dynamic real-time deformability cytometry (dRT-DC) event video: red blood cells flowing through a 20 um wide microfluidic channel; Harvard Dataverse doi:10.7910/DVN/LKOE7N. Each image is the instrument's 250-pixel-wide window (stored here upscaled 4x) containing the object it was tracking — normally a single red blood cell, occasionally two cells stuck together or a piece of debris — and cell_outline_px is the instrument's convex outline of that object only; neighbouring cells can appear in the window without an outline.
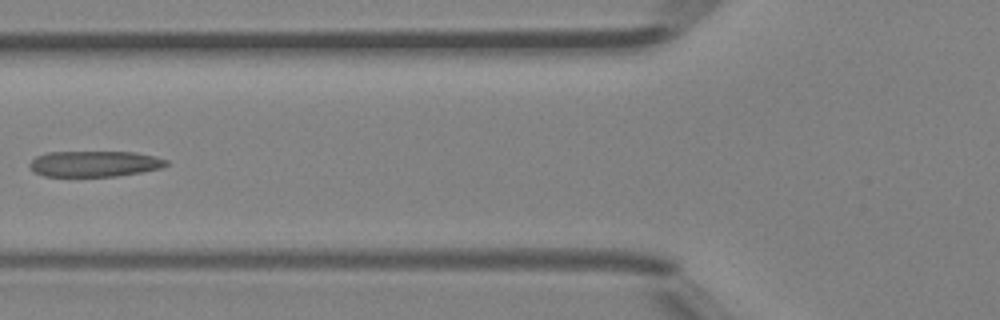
{"species": "Egyptian fruit bat (a non-hibernating species)", "species_latin": "Rousettus aegyptiacus", "temperature_condition": "room temperature", "stored_images_in_passage": 4, "camera_frame_rate_fps": 3000, "um_per_image_px": 0.085, "animal": {"sex": "female"}, "frame": {"image": 1, "passage_image": 4, "time_ms": 1.0, "image_size_px": [1000, 320], "cell_outline_px": [[168, 164], [160, 168], [140, 172], [116, 176], [44, 176], [36, 172], [28, 164], [36, 156], [48, 152], [136, 152], [156, 156], [168, 160]], "centroid_in_image_um": [8.06, 13.91], "position_along_channel_um": 117.7, "area_um2": 20.46}}